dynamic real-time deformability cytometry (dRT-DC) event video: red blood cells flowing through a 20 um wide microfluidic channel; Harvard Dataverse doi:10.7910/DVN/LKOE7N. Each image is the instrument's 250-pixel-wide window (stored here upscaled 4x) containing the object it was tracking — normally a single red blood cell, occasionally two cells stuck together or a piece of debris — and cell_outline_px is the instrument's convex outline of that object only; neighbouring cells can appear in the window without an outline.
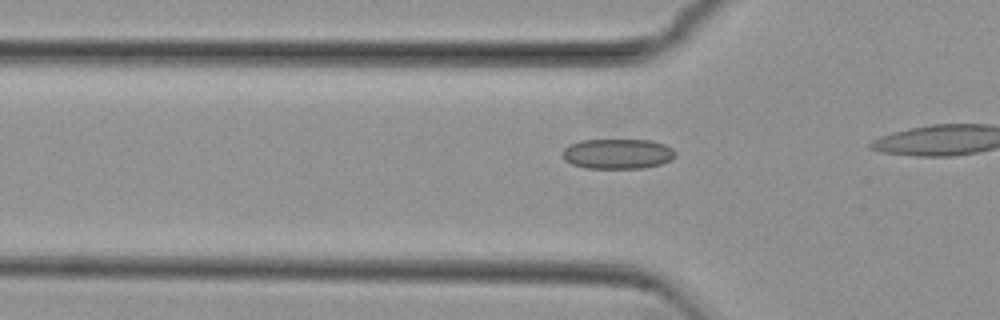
{"species": "common noctule bat (a hibernating species)", "species_latin": "Nyctalus noctula", "temperature_condition": "cold", "stored_images_in_passage": 5, "camera_frame_rate_fps": 3000, "um_per_image_px": 0.085, "animal": {"sex": "female", "body_mass_g": 29.2, "forearm_length_mm": 56.3}, "frame": {"image": 1, "passage_image": 2, "time_ms": 0.333, "image_size_px": [1000, 320], "cell_outline_px": [[676, 156], [672, 160], [660, 164], [644, 168], [584, 168], [572, 164], [564, 160], [564, 148], [568, 144], [580, 140], [652, 140], [664, 144], [672, 148], [676, 152]], "centroid_in_image_um": [52.51, 13.07], "position_along_channel_um": 73.3, "area_um2": 19.94}}